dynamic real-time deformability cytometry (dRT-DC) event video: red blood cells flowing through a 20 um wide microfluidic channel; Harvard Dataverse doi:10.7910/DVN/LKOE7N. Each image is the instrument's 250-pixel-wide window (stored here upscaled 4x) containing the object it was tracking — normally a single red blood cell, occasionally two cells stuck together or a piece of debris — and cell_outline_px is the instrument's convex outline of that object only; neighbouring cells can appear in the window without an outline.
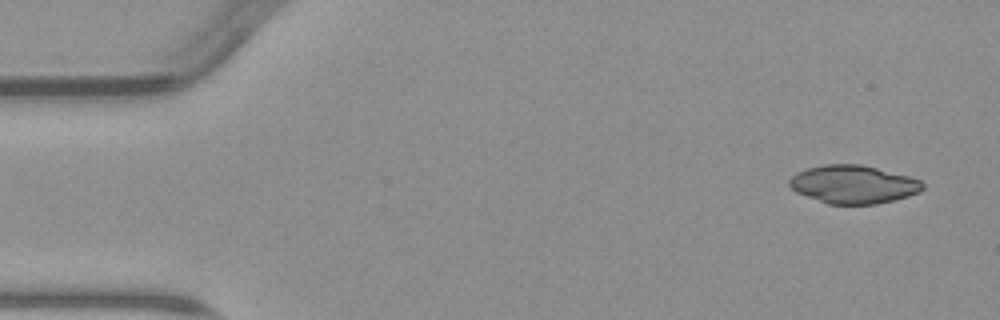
{"species": "common noctule bat (a hibernating species)", "species_latin": "Nyctalus noctula", "temperature_condition": "warm", "stored_images_in_passage": 9, "camera_frame_rate_fps": 3000, "um_per_image_px": 0.085, "animal": {"sex": "male", "body_mass_g": 23.1, "forearm_length_mm": 52.7}, "frame": {"image": 1, "passage_image": 1, "time_ms": 0.0, "image_size_px": [1000, 320], "cell_outline_px": [[924, 188], [920, 192], [908, 196], [876, 204], [828, 204], [796, 192], [788, 184], [788, 180], [796, 172], [808, 168], [824, 164], [860, 164], [908, 176], [920, 180], [924, 184]], "centroid_in_image_um": [72.52, 15.67], "position_along_channel_um": 12.5, "area_um2": 29.54}}
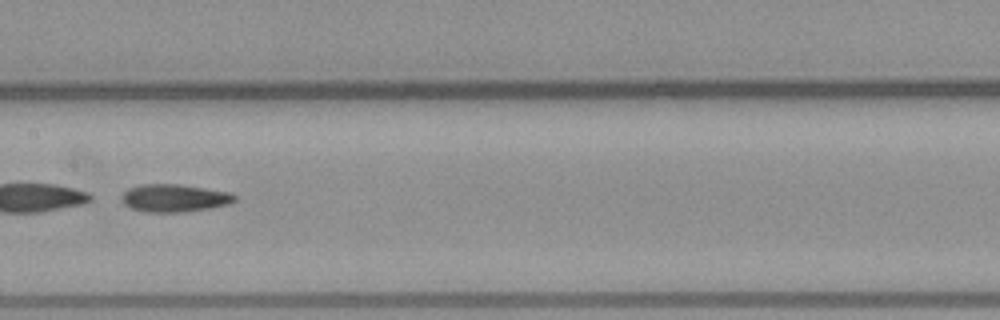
{"frame": {"image": 2, "passage_image": 7, "time_ms": 8.0, "image_size_px": [1000, 320], "cell_outline_px": [[236, 200], [232, 204], [212, 208], [188, 212], [144, 212], [132, 208], [124, 204], [120, 200], [120, 196], [128, 188], [140, 184], [180, 184], [232, 192], [236, 196]], "centroid_in_image_um": [14.85, 16.84], "position_along_channel_um": 192.5, "area_um2": 18.73}}
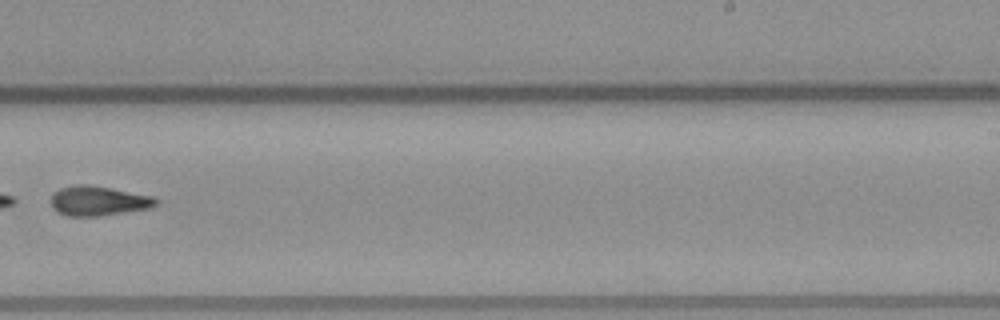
{"frame": {"image": 3, "passage_image": 9, "time_ms": 10.333, "image_size_px": [1000, 320], "cell_outline_px": [[160, 200], [156, 204], [148, 208], [100, 216], [68, 216], [56, 212], [52, 208], [52, 192], [60, 188], [76, 184], [88, 184], [152, 196]], "centroid_in_image_um": [8.31, 17.07], "position_along_channel_um": 280.7, "area_um2": 18.09}}